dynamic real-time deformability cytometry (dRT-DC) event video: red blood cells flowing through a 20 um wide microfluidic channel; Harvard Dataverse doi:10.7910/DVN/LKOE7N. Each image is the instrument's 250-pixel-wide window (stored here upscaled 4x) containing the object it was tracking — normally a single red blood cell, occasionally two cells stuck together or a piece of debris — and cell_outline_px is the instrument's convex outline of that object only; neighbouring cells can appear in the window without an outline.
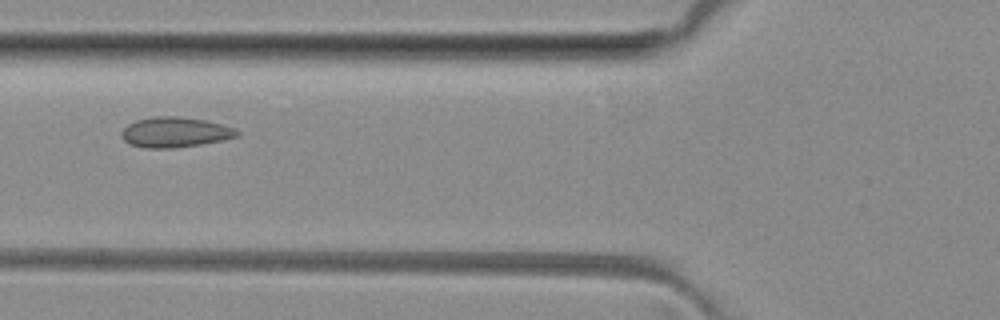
{"species": "common noctule bat (a hibernating species)", "species_latin": "Nyctalus noctula", "temperature_condition": "room temperature", "stored_images_in_passage": 2, "camera_frame_rate_fps": 3000, "um_per_image_px": 0.085, "animal": {"sex": "female", "body_mass_g": 29.2, "forearm_length_mm": 56.3}, "frame": {"image": 1, "passage_image": 2, "time_ms": 1.0, "image_size_px": [1000, 320], "cell_outline_px": [[240, 136], [224, 140], [200, 144], [172, 148], [144, 148], [128, 144], [124, 140], [120, 132], [128, 124], [136, 120], [152, 116], [176, 116], [204, 120], [220, 124], [232, 128], [240, 132]], "centroid_in_image_um": [14.85, 11.24], "position_along_channel_um": 111.0, "area_um2": 20.35}}